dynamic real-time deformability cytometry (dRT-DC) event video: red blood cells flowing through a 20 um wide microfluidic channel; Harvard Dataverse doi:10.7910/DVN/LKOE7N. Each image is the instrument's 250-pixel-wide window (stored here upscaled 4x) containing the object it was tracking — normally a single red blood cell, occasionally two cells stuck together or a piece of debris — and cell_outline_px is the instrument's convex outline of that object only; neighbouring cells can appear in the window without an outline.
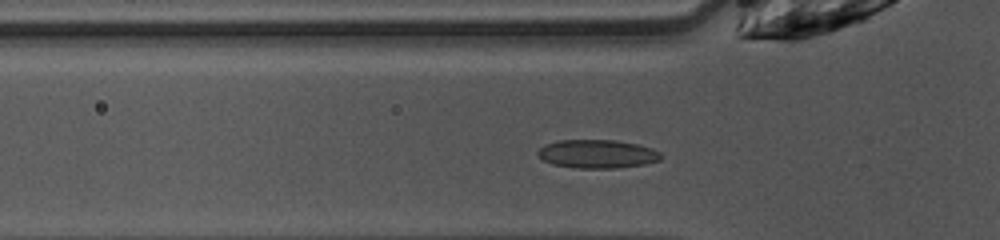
{"species": "common noctule bat (a hibernating species)", "species_latin": "Nyctalus noctula", "temperature_condition": "warm", "stored_images_in_passage": 32, "camera_frame_rate_fps": 3000, "um_per_image_px": 0.085, "animal": {"sex": "female", "body_mass_g": 10.0, "forearm_length_mm": 53.1}, "frame": {"image": 1, "passage_image": 4, "time_ms": 1.0, "image_size_px": [1000, 240], "cell_outline_px": [[660, 160], [644, 164], [616, 168], [576, 168], [552, 164], [544, 160], [536, 152], [544, 144], [560, 140], [616, 140], [636, 144], [652, 148], [660, 152]], "centroid_in_image_um": [50.75, 13.08], "position_along_channel_um": 75.0, "area_um2": 20.35}}
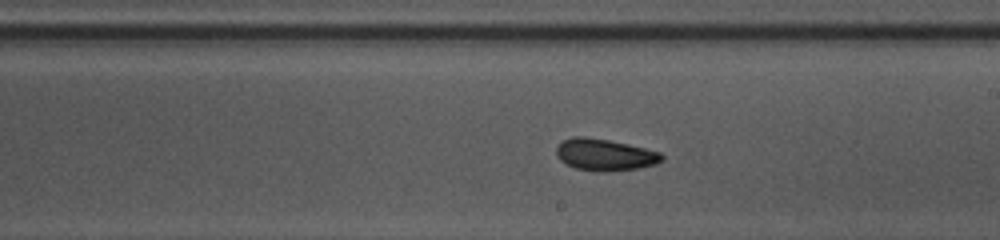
{"frame": {"image": 2, "passage_image": 16, "time_ms": 5.0, "image_size_px": [1000, 240], "cell_outline_px": [[664, 160], [656, 164], [640, 168], [608, 172], [600, 172], [576, 168], [560, 160], [556, 156], [556, 148], [560, 140], [572, 136], [584, 136], [608, 140], [628, 144], [660, 152], [664, 156]], "centroid_in_image_um": [51.4, 13.15], "position_along_channel_um": 237.6, "area_um2": 19.77}}
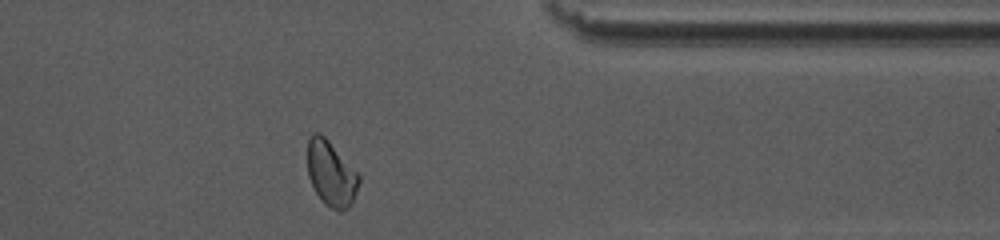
{"frame": {"image": 3, "passage_image": 28, "time_ms": 9.0, "image_size_px": [1000, 240], "cell_outline_px": [[360, 180], [352, 204], [348, 208], [340, 212], [324, 204], [316, 192], [308, 176], [308, 140], [312, 132], [320, 132], [328, 140], [360, 176]], "centroid_in_image_um": [28.14, 14.77], "position_along_channel_um": 383.3, "area_um2": 19.36}, "authors_computed_cell_mechanics": {"area_um2": 19.2474, "velocity_mm_per_s": 4.0327, "shape_relaxation_time_tau1_ms": 7.1887, "shape_relaxation_time_tau2_ms": 3.593, "deformation_change_tau1": 0.1708, "deformation_change_tau2": 0.0886}}